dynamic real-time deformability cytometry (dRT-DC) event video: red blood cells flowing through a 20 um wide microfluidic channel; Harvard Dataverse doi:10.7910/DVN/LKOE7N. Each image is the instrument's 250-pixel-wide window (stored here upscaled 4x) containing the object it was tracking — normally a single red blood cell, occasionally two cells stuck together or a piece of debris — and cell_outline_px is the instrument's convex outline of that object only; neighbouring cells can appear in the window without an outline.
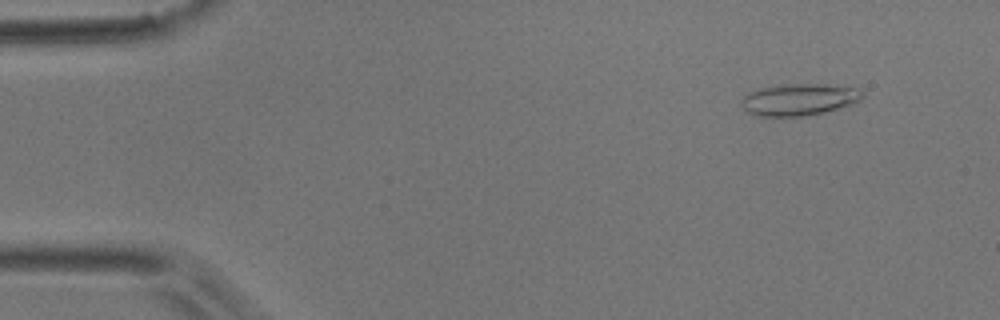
{"species": "common noctule bat (a hibernating species)", "species_latin": "Nyctalus noctula", "temperature_condition": "room temperature", "stored_images_in_passage": 15, "camera_frame_rate_fps": 3000, "um_per_image_px": 0.085, "animal": {"sex": "male", "body_mass_g": 17.9}, "frame": {"image": 1, "passage_image": 5, "time_ms": 1.333, "image_size_px": [1000, 320], "cell_outline_px": [[864, 96], [860, 100], [852, 104], [824, 112], [804, 116], [756, 116], [748, 112], [744, 108], [740, 100], [748, 92], [760, 88], [780, 84], [824, 84], [860, 88], [864, 92]], "centroid_in_image_um": [67.93, 8.45], "position_along_channel_um": 17.1, "area_um2": 22.6}}